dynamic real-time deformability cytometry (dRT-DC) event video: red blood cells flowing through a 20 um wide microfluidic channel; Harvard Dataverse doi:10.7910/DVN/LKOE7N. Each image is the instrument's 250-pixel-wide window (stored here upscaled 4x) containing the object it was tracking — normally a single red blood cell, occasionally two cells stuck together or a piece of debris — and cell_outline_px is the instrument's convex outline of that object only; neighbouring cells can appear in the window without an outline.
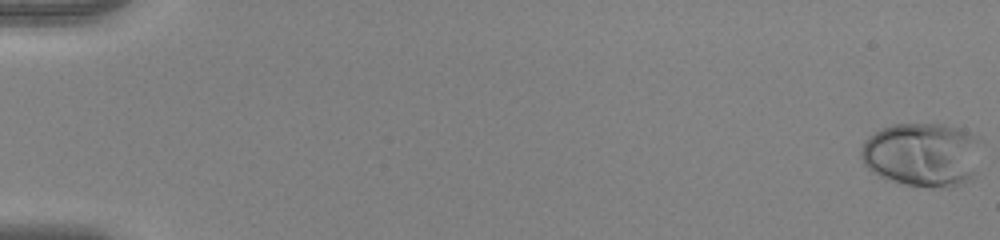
{"species": "human", "species_latin": "Homo sapiens", "temperature_condition": "warm", "stored_images_in_passage": 54, "camera_frame_rate_fps": 3000, "um_per_image_px": 0.085, "donor": {"sex": "female"}, "frame": {"image": 1, "passage_image": 1, "time_ms": 0.0, "image_size_px": [1000, 240], "cell_outline_px": [[984, 140], [976, 176], [972, 180], [952, 188], [928, 188], [904, 184], [888, 180], [872, 172], [864, 164], [860, 156], [860, 148], [864, 140], [868, 136], [892, 124], [944, 124], [960, 128], [972, 132], [980, 136]], "centroid_in_image_um": [78.5, 13.15], "position_along_channel_um": 6.5, "area_um2": 46.59}}
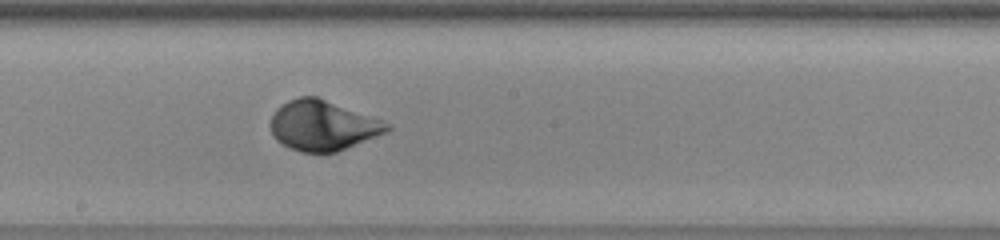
{"frame": {"image": 2, "passage_image": 32, "time_ms": 10.333, "image_size_px": [1000, 240], "cell_outline_px": [[392, 128], [388, 132], [336, 152], [300, 152], [288, 148], [276, 140], [272, 136], [268, 124], [276, 108], [288, 100], [300, 96], [316, 96], [384, 120], [392, 124]], "centroid_in_image_um": [27.43, 10.66], "position_along_channel_um": 220.8, "area_um2": 34.45}}
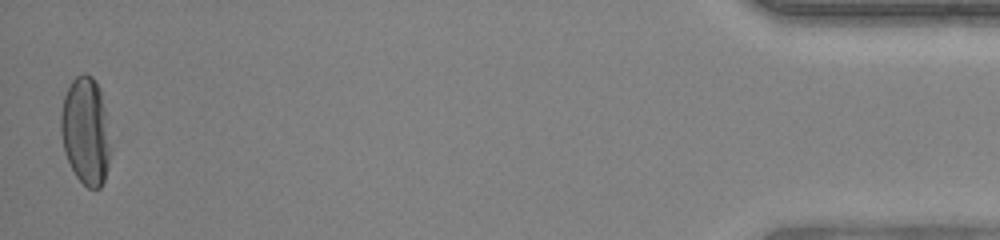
{"frame": {"image": 3, "passage_image": 54, "time_ms": 17.667, "image_size_px": [1000, 240], "cell_outline_px": [[112, 148], [104, 180], [100, 188], [88, 188], [76, 176], [64, 152], [60, 132], [60, 112], [64, 96], [72, 80], [80, 72], [84, 72], [92, 76], [100, 88]], "centroid_in_image_um": [7.28, 11.12], "position_along_channel_um": 427.9, "area_um2": 31.39}, "authors_computed_cell_mechanics": {"area_um2": 34.2465, "velocity_mm_per_s": 3.924, "shape_relaxation_time_tau1_ms": 3.7079, "shape_relaxation_time_tau2_ms": null, "deformation_change_tau1": 0.2162, "deformation_change_tau2": null}}